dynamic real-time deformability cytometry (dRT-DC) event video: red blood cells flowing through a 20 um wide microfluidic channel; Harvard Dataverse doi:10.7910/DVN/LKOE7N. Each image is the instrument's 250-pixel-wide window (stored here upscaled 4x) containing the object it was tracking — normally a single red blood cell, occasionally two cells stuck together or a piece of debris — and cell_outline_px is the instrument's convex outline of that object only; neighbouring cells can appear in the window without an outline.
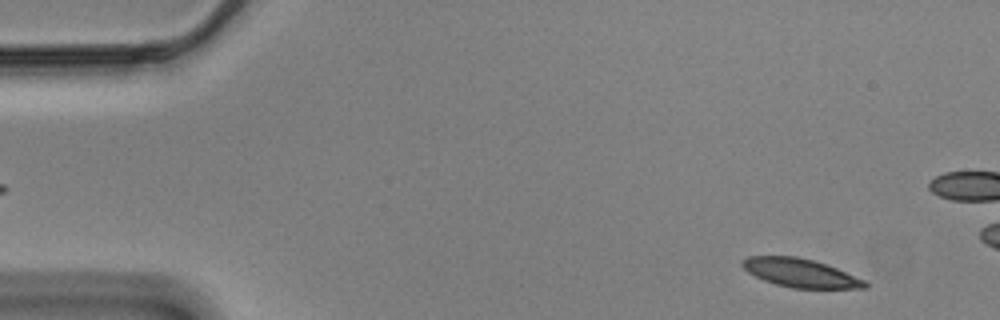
{"species": "Egyptian fruit bat (a non-hibernating species)", "species_latin": "Rousettus aegyptiacus", "temperature_condition": "cold", "stored_images_in_passage": 50, "camera_frame_rate_fps": 3000, "um_per_image_px": 0.085, "animal": {"sex": "male"}, "frame": {"image": 1, "passage_image": 4, "time_ms": 1.0, "image_size_px": [1000, 320], "cell_outline_px": [[868, 288], [792, 288], [776, 284], [764, 280], [748, 272], [740, 264], [748, 256], [796, 256], [812, 260], [836, 268], [864, 280], [868, 284]], "centroid_in_image_um": [68.02, 23.2], "position_along_channel_um": 17.0, "area_um2": 20.06}}
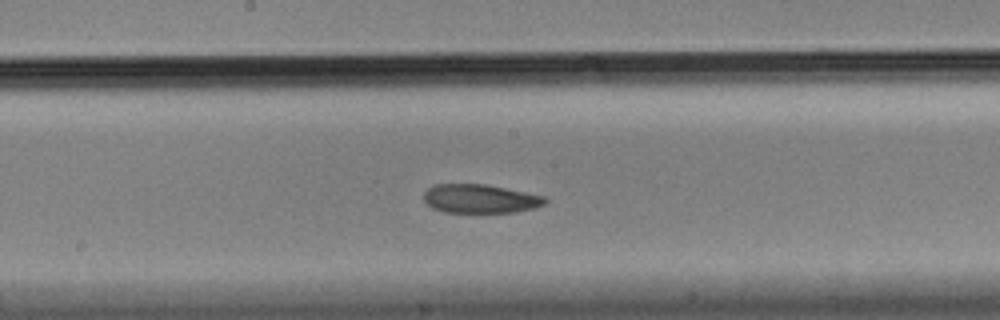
{"frame": {"image": 2, "passage_image": 29, "time_ms": 9.333, "image_size_px": [1000, 320], "cell_outline_px": [[548, 200], [544, 204], [536, 208], [516, 212], [444, 212], [432, 208], [424, 200], [424, 192], [428, 188], [436, 184], [484, 184], [544, 196]], "centroid_in_image_um": [40.81, 16.9], "position_along_channel_um": 207.4, "area_um2": 20.23}}
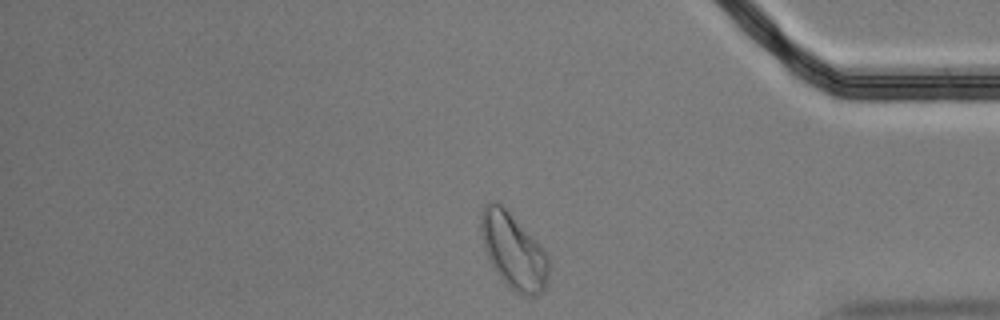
{"frame": {"image": 3, "passage_image": 47, "time_ms": 15.333, "image_size_px": [1000, 320], "cell_outline_px": [[548, 276], [544, 288], [536, 296], [528, 296], [512, 288], [496, 272], [484, 248], [480, 228], [480, 212], [484, 204], [488, 200], [500, 200], [504, 204], [544, 252], [548, 260]], "centroid_in_image_um": [43.58, 21.23], "position_along_channel_um": 391.6, "area_um2": 29.36}, "authors_computed_cell_mechanics": {"area_um2": 21.4438, "velocity_mm_per_s": 3.4608, "shape_relaxation_time_tau1_ms": 7.3768, "shape_relaxation_time_tau2_ms": 5.287, "deformation_change_tau1": 0.1324, "deformation_change_tau2": 0.0968}}